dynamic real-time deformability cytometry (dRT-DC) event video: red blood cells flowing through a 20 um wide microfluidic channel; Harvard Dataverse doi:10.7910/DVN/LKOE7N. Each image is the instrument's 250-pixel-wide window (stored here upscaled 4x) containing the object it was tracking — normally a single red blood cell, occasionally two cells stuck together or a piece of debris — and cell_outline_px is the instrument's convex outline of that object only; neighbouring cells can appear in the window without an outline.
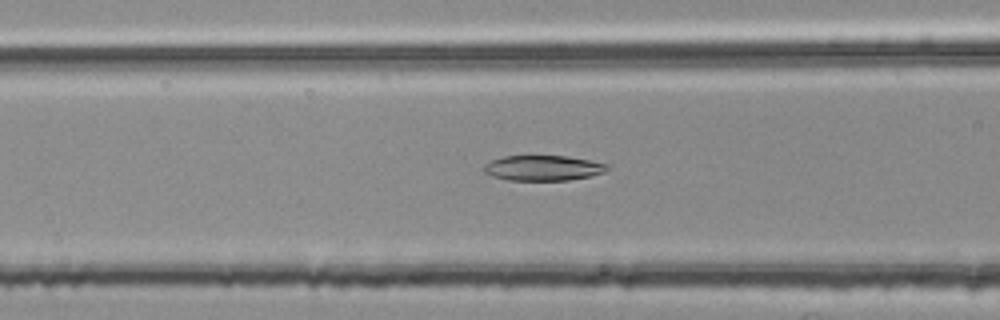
{"species": "common noctule bat (a hibernating species)", "species_latin": "Nyctalus noctula", "temperature_condition": "room temperature", "stored_images_in_passage": 44, "camera_frame_rate_fps": 3000, "um_per_image_px": 0.085, "animal": {"sex": "female", "body_mass_g": 25.1}, "frame": {"image": 1, "passage_image": 16, "time_ms": 5.0, "image_size_px": [1000, 320], "cell_outline_px": [[608, 168], [604, 172], [592, 176], [568, 180], [508, 180], [492, 176], [484, 172], [484, 164], [492, 160], [504, 156], [568, 156], [608, 164]], "centroid_in_image_um": [46.16, 14.28], "position_along_channel_um": 120.4, "area_um2": 18.09}}
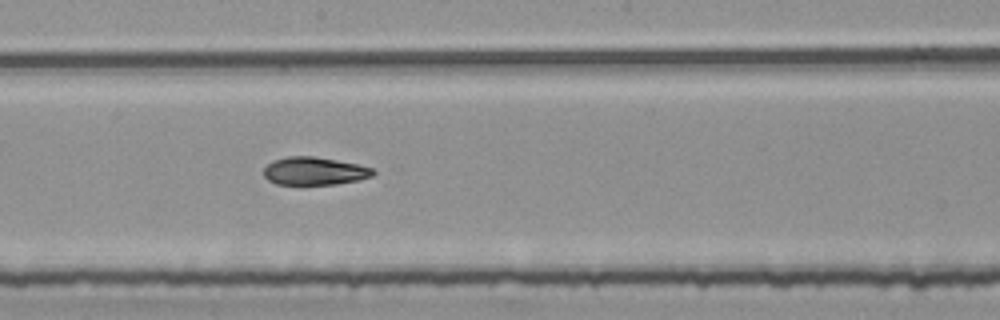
{"frame": {"image": 2, "passage_image": 24, "time_ms": 7.667, "image_size_px": [1000, 320], "cell_outline_px": [[376, 172], [372, 176], [360, 180], [336, 184], [276, 184], [268, 180], [264, 176], [264, 168], [272, 160], [288, 156], [312, 156], [336, 160], [356, 164], [372, 168]], "centroid_in_image_um": [26.71, 14.54], "position_along_channel_um": 221.5, "area_um2": 17.74}}
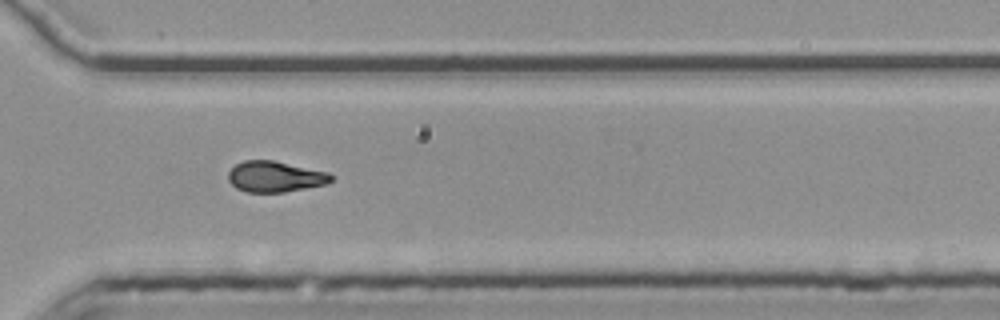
{"frame": {"image": 3, "passage_image": 34, "time_ms": 11.0, "image_size_px": [1000, 320], "cell_outline_px": [[332, 180], [328, 184], [284, 192], [248, 192], [236, 188], [228, 180], [228, 172], [236, 164], [244, 160], [272, 160], [328, 172], [332, 176]], "centroid_in_image_um": [23.38, 15.01], "position_along_channel_um": 347.2, "area_um2": 18.44}, "authors_computed_cell_mechanics": {"area_um2": 18.4382, "velocity_mm_per_s": 3.7837, "shape_relaxation_time_tau1_ms": 8.6198, "shape_relaxation_time_tau2_ms": 4.5503, "deformation_change_tau1": 0.1948, "deformation_change_tau2": 0.1098}}